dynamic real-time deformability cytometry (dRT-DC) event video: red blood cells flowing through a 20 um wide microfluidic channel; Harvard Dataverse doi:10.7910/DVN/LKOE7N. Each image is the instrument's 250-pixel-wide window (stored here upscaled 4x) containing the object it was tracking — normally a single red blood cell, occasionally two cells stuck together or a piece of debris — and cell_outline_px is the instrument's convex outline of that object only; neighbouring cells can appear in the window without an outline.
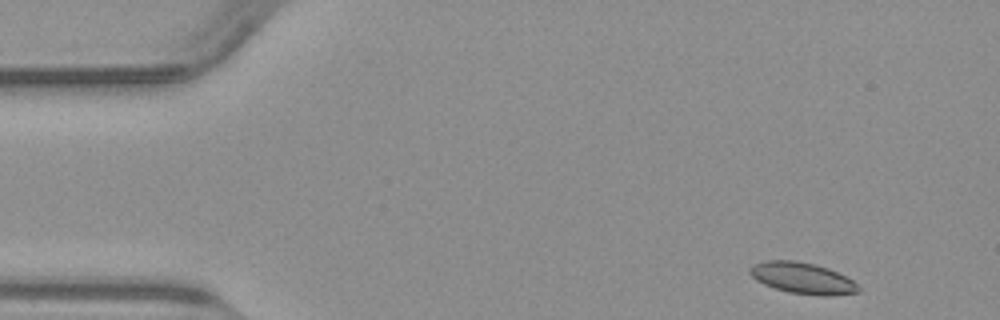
{"species": "common noctule bat (a hibernating species)", "species_latin": "Nyctalus noctula", "temperature_condition": "warm", "stored_images_in_passage": 48, "camera_frame_rate_fps": 3000, "um_per_image_px": 0.085, "animal": {"sex": "male", "body_mass_g": 23.1, "forearm_length_mm": 52.7}, "frame": {"image": 1, "passage_image": 2, "time_ms": 0.333, "image_size_px": [1000, 320], "cell_outline_px": [[860, 292], [832, 296], [820, 296], [788, 292], [764, 284], [756, 280], [748, 272], [748, 268], [752, 264], [764, 260], [792, 260], [816, 264], [828, 268], [852, 280], [860, 288]], "centroid_in_image_um": [68.19, 23.64], "position_along_channel_um": 16.8, "area_um2": 19.88}}
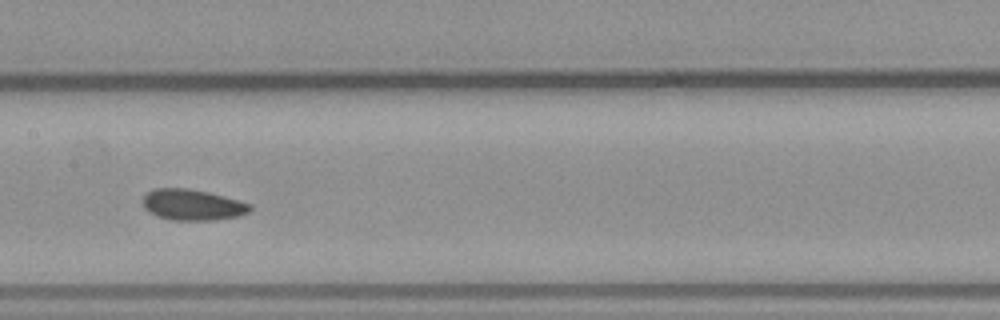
{"frame": {"image": 2, "passage_image": 22, "time_ms": 7.0, "image_size_px": [1000, 320], "cell_outline_px": [[252, 208], [248, 212], [236, 216], [212, 220], [172, 220], [156, 216], [148, 212], [144, 208], [144, 196], [148, 192], [156, 188], [188, 188], [208, 192], [252, 204]], "centroid_in_image_um": [16.34, 17.41], "position_along_channel_um": 191.1, "area_um2": 19.19}}
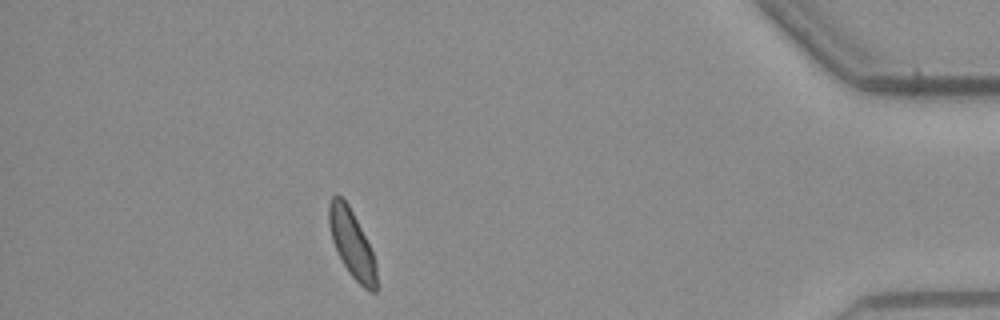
{"frame": {"image": 3, "passage_image": 42, "time_ms": 13.667, "image_size_px": [1000, 320], "cell_outline_px": [[376, 292], [368, 292], [348, 272], [332, 240], [328, 224], [328, 204], [332, 196], [336, 192], [348, 204], [372, 252], [376, 264]], "centroid_in_image_um": [29.88, 20.7], "position_along_channel_um": 405.3, "area_um2": 18.38}}